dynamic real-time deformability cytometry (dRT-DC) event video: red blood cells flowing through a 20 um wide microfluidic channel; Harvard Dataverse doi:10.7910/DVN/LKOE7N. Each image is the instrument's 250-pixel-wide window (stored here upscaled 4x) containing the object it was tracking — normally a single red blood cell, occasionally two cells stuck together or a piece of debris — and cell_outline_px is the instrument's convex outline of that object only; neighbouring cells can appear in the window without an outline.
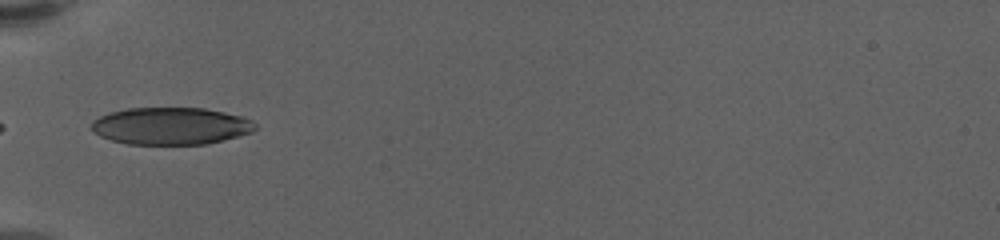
{"species": "human", "species_latin": "Homo sapiens", "temperature_condition": "warm", "stored_images_in_passage": 38, "camera_frame_rate_fps": 3000, "um_per_image_px": 0.085, "donor": {"sex": "female"}, "frame": {"image": 1, "passage_image": 1, "time_ms": 0.0, "image_size_px": [1000, 240], "cell_outline_px": [[256, 128], [252, 132], [208, 144], [128, 144], [112, 140], [100, 136], [92, 128], [92, 120], [108, 112], [128, 108], [204, 108], [224, 112], [240, 116], [252, 120], [256, 124]], "centroid_in_image_um": [14.52, 10.7], "position_along_channel_um": 70.5, "area_um2": 35.43}}
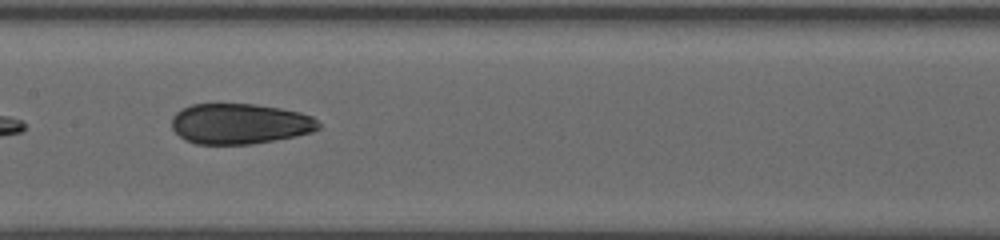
{"frame": {"image": 2, "passage_image": 11, "time_ms": 3.333, "image_size_px": [1000, 240], "cell_outline_px": [[320, 128], [312, 132], [296, 136], [252, 144], [196, 144], [184, 140], [172, 128], [172, 116], [176, 112], [192, 104], [256, 104], [280, 108], [300, 112], [312, 116], [320, 124]], "centroid_in_image_um": [20.39, 10.52], "position_along_channel_um": 187.0, "area_um2": 34.74}}
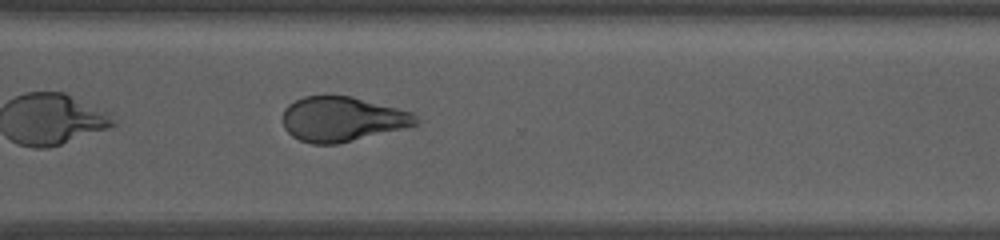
{"frame": {"image": 3, "passage_image": 24, "time_ms": 7.667, "image_size_px": [1000, 240], "cell_outline_px": [[420, 124], [404, 128], [336, 144], [312, 144], [300, 140], [292, 136], [284, 128], [284, 108], [288, 104], [304, 96], [352, 96], [412, 112], [416, 116]], "centroid_in_image_um": [29.09, 10.12], "position_along_channel_um": 341.5, "area_um2": 34.51}, "authors_computed_cell_mechanics": {"area_um2": 35.5181, "velocity_mm_per_s": 3.571, "shape_relaxation_time_tau1_ms": 5.81, "shape_relaxation_time_tau2_ms": 2.5131, "deformation_change_tau1": 0.1599, "deformation_change_tau2": 0.0794}}